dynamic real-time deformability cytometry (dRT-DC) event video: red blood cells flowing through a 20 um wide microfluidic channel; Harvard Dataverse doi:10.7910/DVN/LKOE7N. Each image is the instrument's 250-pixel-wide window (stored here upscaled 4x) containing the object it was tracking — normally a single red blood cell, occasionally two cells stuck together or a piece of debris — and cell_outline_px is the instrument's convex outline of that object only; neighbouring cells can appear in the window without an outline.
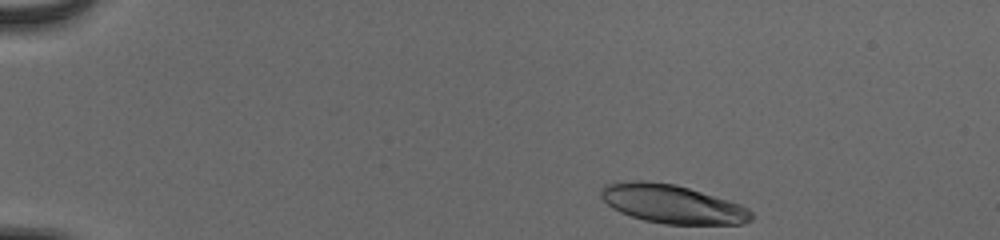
{"species": "human", "species_latin": "Homo sapiens", "temperature_condition": "cold", "stored_images_in_passage": 46, "camera_frame_rate_fps": 3000, "um_per_image_px": 0.085, "donor": {"sex": "male"}, "frame": {"image": 1, "passage_image": 1, "time_ms": 0.0, "image_size_px": [1000, 240], "cell_outline_px": [[752, 220], [744, 224], [664, 224], [644, 220], [620, 212], [612, 208], [600, 196], [600, 192], [604, 184], [632, 180], [644, 180], [676, 184], [728, 200], [740, 204], [748, 208], [752, 212]], "centroid_in_image_um": [57.14, 17.33], "position_along_channel_um": 27.9, "area_um2": 33.93}}
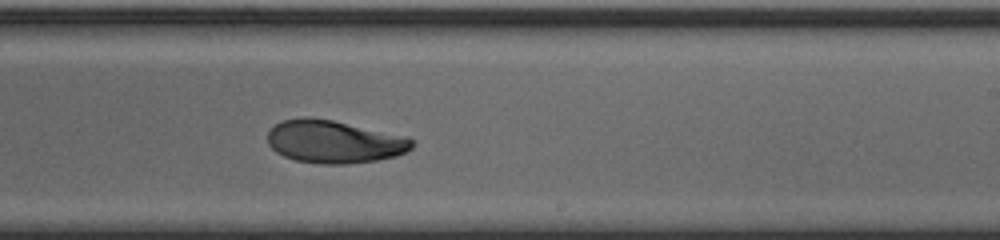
{"frame": {"image": 2, "passage_image": 27, "time_ms": 8.667, "image_size_px": [1000, 240], "cell_outline_px": [[416, 144], [408, 152], [396, 156], [376, 160], [348, 164], [320, 164], [296, 160], [284, 156], [276, 152], [268, 144], [268, 132], [280, 120], [300, 116], [312, 116], [332, 120], [408, 136]], "centroid_in_image_um": [28.41, 12.03], "position_along_channel_um": 260.6, "area_um2": 36.47}}
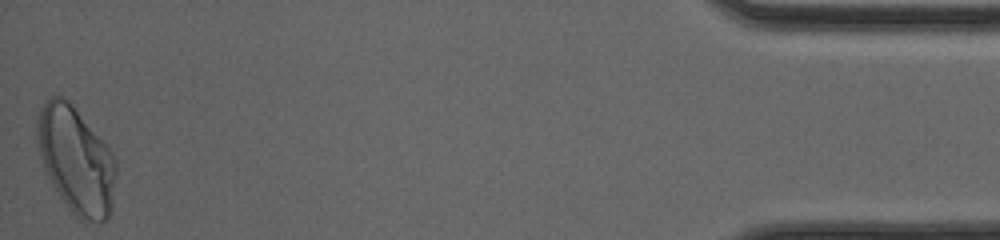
{"frame": {"image": 3, "passage_image": 46, "time_ms": 15.0, "image_size_px": [1000, 240], "cell_outline_px": [[116, 176], [112, 212], [100, 224], [84, 220], [76, 216], [68, 208], [52, 184], [44, 168], [40, 156], [36, 140], [36, 112], [44, 100], [48, 96], [60, 96], [68, 100], [72, 104], [108, 144], [116, 160]], "centroid_in_image_um": [6.46, 13.57], "position_along_channel_um": 428.7, "area_um2": 49.88}, "authors_computed_cell_mechanics": {"area_um2": 36.4429, "velocity_mm_per_s": 3.8868, "shape_relaxation_time_tau1_ms": 6.5859, "shape_relaxation_time_tau2_ms": 2.8781, "deformation_change_tau1": 0.227, "deformation_change_tau2": 0.0704}}